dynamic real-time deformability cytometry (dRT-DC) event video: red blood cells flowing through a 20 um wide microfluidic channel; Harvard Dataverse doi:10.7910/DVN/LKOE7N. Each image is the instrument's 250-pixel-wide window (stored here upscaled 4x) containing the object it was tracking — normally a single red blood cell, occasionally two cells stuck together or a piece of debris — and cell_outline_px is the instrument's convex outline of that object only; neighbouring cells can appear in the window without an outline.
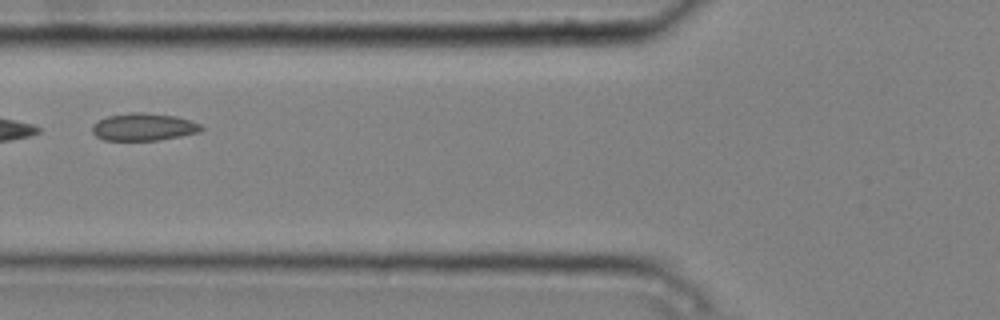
{"species": "common noctule bat (a hibernating species)", "species_latin": "Nyctalus noctula", "temperature_condition": "cold", "stored_images_in_passage": 2, "camera_frame_rate_fps": 3000, "um_per_image_px": 0.085, "animal": {"sex": "male", "body_mass_g": 20.4}, "frame": {"image": 1, "passage_image": 2, "time_ms": 0.333, "image_size_px": [1000, 320], "cell_outline_px": [[204, 128], [200, 132], [180, 136], [156, 140], [104, 140], [96, 136], [92, 132], [92, 124], [108, 116], [132, 112], [144, 112], [176, 116], [200, 124]], "centroid_in_image_um": [12.2, 10.79], "position_along_channel_um": 113.6, "area_um2": 17.34}}